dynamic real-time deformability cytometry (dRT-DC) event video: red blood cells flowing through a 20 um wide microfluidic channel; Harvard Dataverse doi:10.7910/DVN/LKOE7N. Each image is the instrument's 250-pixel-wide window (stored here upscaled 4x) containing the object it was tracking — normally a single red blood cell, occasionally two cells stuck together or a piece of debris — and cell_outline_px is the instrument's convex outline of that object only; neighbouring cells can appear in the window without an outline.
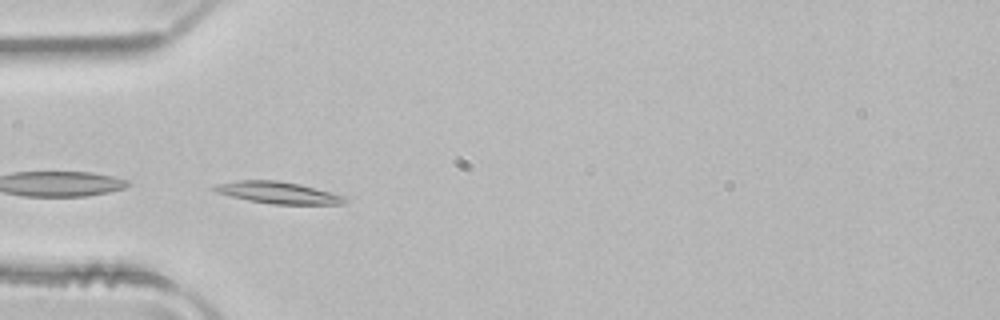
{"species": "common noctule bat (a hibernating species)", "species_latin": "Nyctalus noctula", "temperature_condition": "room temperature", "stored_images_in_passage": 50, "camera_frame_rate_fps": 3000, "um_per_image_px": 0.085, "animal": {"sex": "male", "body_mass_g": 21.5, "forearm_length_mm": 52.0}, "frame": {"image": 1, "passage_image": 14, "time_ms": 4.333, "image_size_px": [1000, 320], "cell_outline_px": [[348, 200], [344, 204], [272, 204], [248, 200], [216, 192], [212, 188], [216, 184], [236, 180], [276, 180], [300, 184], [348, 196]], "centroid_in_image_um": [23.7, 16.37], "position_along_channel_um": 61.3, "area_um2": 16.65}}
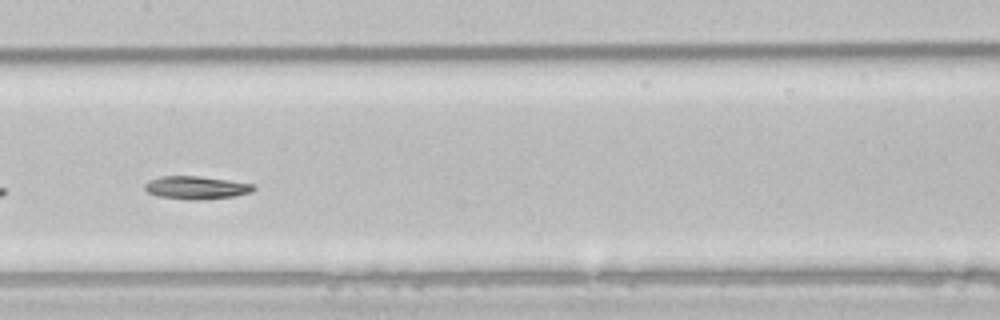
{"frame": {"image": 2, "passage_image": 24, "time_ms": 7.667, "image_size_px": [1000, 320], "cell_outline_px": [[256, 188], [252, 192], [236, 196], [200, 200], [188, 200], [156, 196], [148, 192], [144, 188], [144, 184], [148, 180], [160, 176], [200, 176], [228, 180], [252, 184]], "centroid_in_image_um": [16.65, 15.95], "position_along_channel_um": 190.7, "area_um2": 14.74}}
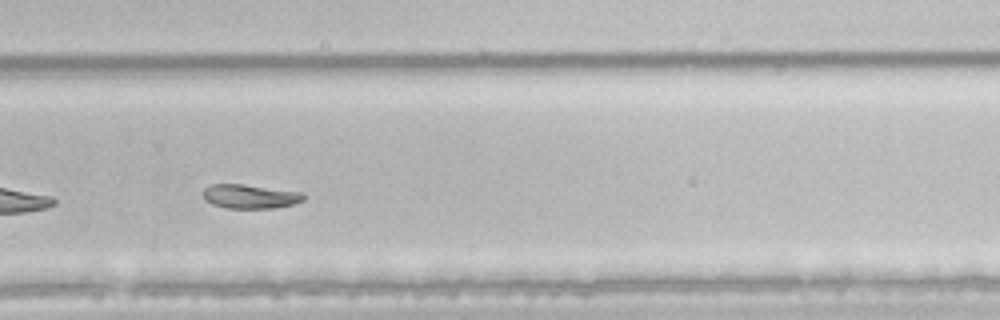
{"frame": {"image": 3, "passage_image": 33, "time_ms": 10.667, "image_size_px": [1000, 320], "cell_outline_px": [[304, 200], [292, 204], [276, 208], [228, 208], [212, 204], [204, 200], [204, 188], [208, 184], [244, 184], [300, 192], [304, 196]], "centroid_in_image_um": [21.22, 16.69], "position_along_channel_um": 308.6, "area_um2": 14.05}, "authors_computed_cell_mechanics": {"area_um2": 16.6753, "velocity_mm_per_s": 3.9519, "shape_relaxation_time_tau1_ms": 5.5345, "shape_relaxation_time_tau2_ms": null, "deformation_change_tau1": 0.1358, "deformation_change_tau2": null}}